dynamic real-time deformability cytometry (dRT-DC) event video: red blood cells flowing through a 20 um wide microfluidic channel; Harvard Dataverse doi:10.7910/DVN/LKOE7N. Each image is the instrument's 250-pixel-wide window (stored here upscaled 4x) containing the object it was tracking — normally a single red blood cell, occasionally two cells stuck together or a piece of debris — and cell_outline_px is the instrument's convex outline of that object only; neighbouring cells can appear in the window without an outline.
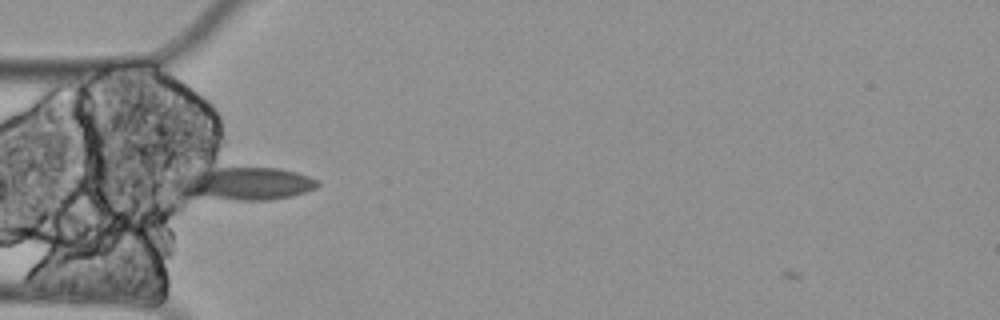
{"species": "Egyptian fruit bat (a non-hibernating species)", "species_latin": "Rousettus aegyptiacus", "temperature_condition": "cold", "stored_images_in_passage": 7, "camera_frame_rate_fps": 3000, "um_per_image_px": 0.085, "animal": {"sex": "female"}, "frame": {"image": 1, "passage_image": 2, "time_ms": 0.333, "image_size_px": [1000, 320], "cell_outline_px": [[320, 184], [316, 188], [292, 196], [272, 200], [240, 200], [192, 196], [180, 192], [180, 184], [188, 176], [196, 172], [216, 168], [280, 168], [296, 172], [320, 180]], "centroid_in_image_um": [21.04, 15.62], "position_along_channel_um": 64.0, "area_um2": 26.13}}
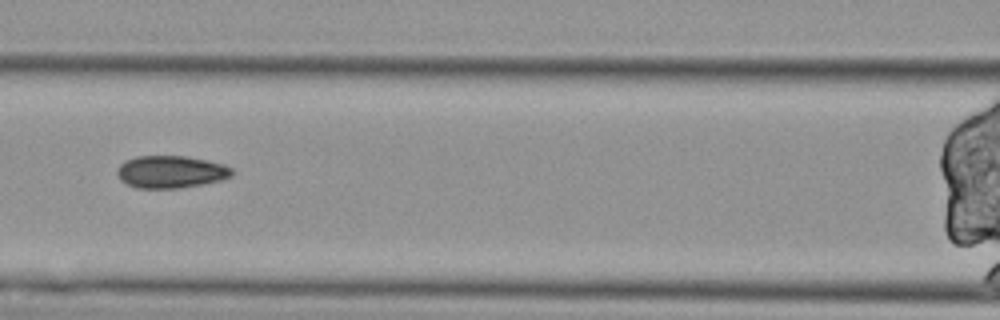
{"frame": {"image": 2, "passage_image": 4, "time_ms": 1.0, "image_size_px": [1000, 320], "cell_outline_px": [[232, 176], [220, 180], [180, 188], [136, 188], [120, 180], [116, 172], [120, 164], [124, 160], [136, 156], [188, 156], [208, 160], [224, 164], [232, 168]], "centroid_in_image_um": [14.5, 14.59], "position_along_channel_um": 152.1, "area_um2": 21.73}}
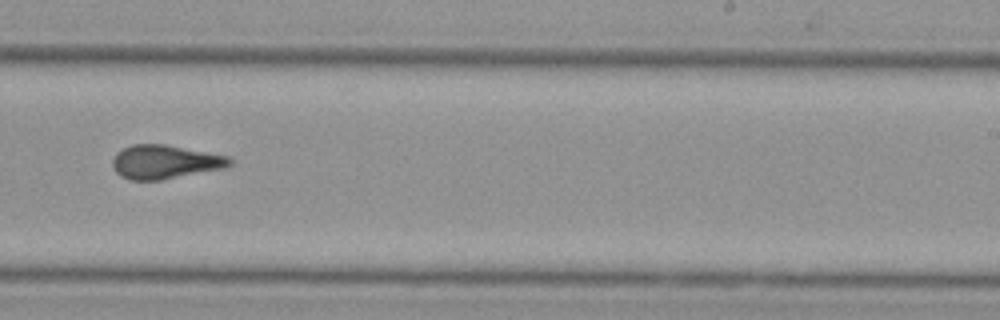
{"frame": {"image": 3, "passage_image": 7, "time_ms": 2.0, "image_size_px": [1000, 320], "cell_outline_px": [[232, 164], [224, 168], [160, 180], [132, 180], [120, 176], [116, 172], [112, 164], [112, 160], [116, 152], [132, 144], [164, 144], [228, 156], [232, 160]], "centroid_in_image_um": [14.0, 13.76], "position_along_channel_um": 275.0, "area_um2": 22.95}}